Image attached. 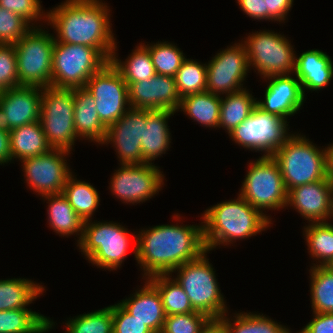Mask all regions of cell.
<instances>
[{
  "label": "cell",
  "instance_id": "f1b7e54d",
  "mask_svg": "<svg viewBox=\"0 0 333 333\" xmlns=\"http://www.w3.org/2000/svg\"><path fill=\"white\" fill-rule=\"evenodd\" d=\"M220 106L221 96L204 91L181 98L177 112L183 111L200 126L216 129L219 125Z\"/></svg>",
  "mask_w": 333,
  "mask_h": 333
},
{
  "label": "cell",
  "instance_id": "8992f818",
  "mask_svg": "<svg viewBox=\"0 0 333 333\" xmlns=\"http://www.w3.org/2000/svg\"><path fill=\"white\" fill-rule=\"evenodd\" d=\"M272 157L279 165L287 191L327 177L326 150L306 135L292 133Z\"/></svg>",
  "mask_w": 333,
  "mask_h": 333
},
{
  "label": "cell",
  "instance_id": "5b68a950",
  "mask_svg": "<svg viewBox=\"0 0 333 333\" xmlns=\"http://www.w3.org/2000/svg\"><path fill=\"white\" fill-rule=\"evenodd\" d=\"M206 253L210 252L204 251L197 259L180 265L170 275L173 272L177 274L173 278L183 288L195 311L212 320H219L229 309L218 285L216 271Z\"/></svg>",
  "mask_w": 333,
  "mask_h": 333
},
{
  "label": "cell",
  "instance_id": "681fc988",
  "mask_svg": "<svg viewBox=\"0 0 333 333\" xmlns=\"http://www.w3.org/2000/svg\"><path fill=\"white\" fill-rule=\"evenodd\" d=\"M11 163L10 133L0 129V165Z\"/></svg>",
  "mask_w": 333,
  "mask_h": 333
},
{
  "label": "cell",
  "instance_id": "9c48e42d",
  "mask_svg": "<svg viewBox=\"0 0 333 333\" xmlns=\"http://www.w3.org/2000/svg\"><path fill=\"white\" fill-rule=\"evenodd\" d=\"M108 62L96 48L55 41L52 59V87L83 88L88 79Z\"/></svg>",
  "mask_w": 333,
  "mask_h": 333
},
{
  "label": "cell",
  "instance_id": "f6af8a7d",
  "mask_svg": "<svg viewBox=\"0 0 333 333\" xmlns=\"http://www.w3.org/2000/svg\"><path fill=\"white\" fill-rule=\"evenodd\" d=\"M113 333H154L145 323L130 315L119 303L112 305Z\"/></svg>",
  "mask_w": 333,
  "mask_h": 333
},
{
  "label": "cell",
  "instance_id": "f546056e",
  "mask_svg": "<svg viewBox=\"0 0 333 333\" xmlns=\"http://www.w3.org/2000/svg\"><path fill=\"white\" fill-rule=\"evenodd\" d=\"M55 323L30 308L0 311V333H47Z\"/></svg>",
  "mask_w": 333,
  "mask_h": 333
},
{
  "label": "cell",
  "instance_id": "836d02e7",
  "mask_svg": "<svg viewBox=\"0 0 333 333\" xmlns=\"http://www.w3.org/2000/svg\"><path fill=\"white\" fill-rule=\"evenodd\" d=\"M229 314L219 319L228 333H292L288 327L258 312H236L228 317Z\"/></svg>",
  "mask_w": 333,
  "mask_h": 333
},
{
  "label": "cell",
  "instance_id": "7c38bea8",
  "mask_svg": "<svg viewBox=\"0 0 333 333\" xmlns=\"http://www.w3.org/2000/svg\"><path fill=\"white\" fill-rule=\"evenodd\" d=\"M287 120L278 115L264 112L257 105L249 117L238 125L229 137L237 145L262 156H272L292 135Z\"/></svg>",
  "mask_w": 333,
  "mask_h": 333
},
{
  "label": "cell",
  "instance_id": "8fae6325",
  "mask_svg": "<svg viewBox=\"0 0 333 333\" xmlns=\"http://www.w3.org/2000/svg\"><path fill=\"white\" fill-rule=\"evenodd\" d=\"M40 122L52 148L72 151L79 139L74 127L73 89L43 88Z\"/></svg>",
  "mask_w": 333,
  "mask_h": 333
},
{
  "label": "cell",
  "instance_id": "ab89813d",
  "mask_svg": "<svg viewBox=\"0 0 333 333\" xmlns=\"http://www.w3.org/2000/svg\"><path fill=\"white\" fill-rule=\"evenodd\" d=\"M150 52L156 74L175 77L178 69L186 59L183 51L174 43L163 41L144 44Z\"/></svg>",
  "mask_w": 333,
  "mask_h": 333
},
{
  "label": "cell",
  "instance_id": "74e56055",
  "mask_svg": "<svg viewBox=\"0 0 333 333\" xmlns=\"http://www.w3.org/2000/svg\"><path fill=\"white\" fill-rule=\"evenodd\" d=\"M175 83L180 98L207 91V63L186 58L175 75Z\"/></svg>",
  "mask_w": 333,
  "mask_h": 333
},
{
  "label": "cell",
  "instance_id": "ee69618b",
  "mask_svg": "<svg viewBox=\"0 0 333 333\" xmlns=\"http://www.w3.org/2000/svg\"><path fill=\"white\" fill-rule=\"evenodd\" d=\"M20 86L14 44H0V93Z\"/></svg>",
  "mask_w": 333,
  "mask_h": 333
},
{
  "label": "cell",
  "instance_id": "4dcf8cb0",
  "mask_svg": "<svg viewBox=\"0 0 333 333\" xmlns=\"http://www.w3.org/2000/svg\"><path fill=\"white\" fill-rule=\"evenodd\" d=\"M303 229L308 253L316 262L311 267L333 266V224L331 221L329 223L310 222L303 226Z\"/></svg>",
  "mask_w": 333,
  "mask_h": 333
},
{
  "label": "cell",
  "instance_id": "277c9868",
  "mask_svg": "<svg viewBox=\"0 0 333 333\" xmlns=\"http://www.w3.org/2000/svg\"><path fill=\"white\" fill-rule=\"evenodd\" d=\"M132 241L137 245V233L129 234L128 229L118 222L87 220L77 247L89 263L112 271L121 268Z\"/></svg>",
  "mask_w": 333,
  "mask_h": 333
},
{
  "label": "cell",
  "instance_id": "4316f807",
  "mask_svg": "<svg viewBox=\"0 0 333 333\" xmlns=\"http://www.w3.org/2000/svg\"><path fill=\"white\" fill-rule=\"evenodd\" d=\"M9 133L11 162L39 156L52 148L40 121L14 128Z\"/></svg>",
  "mask_w": 333,
  "mask_h": 333
},
{
  "label": "cell",
  "instance_id": "f35d334b",
  "mask_svg": "<svg viewBox=\"0 0 333 333\" xmlns=\"http://www.w3.org/2000/svg\"><path fill=\"white\" fill-rule=\"evenodd\" d=\"M66 333H113L112 305L69 318Z\"/></svg>",
  "mask_w": 333,
  "mask_h": 333
},
{
  "label": "cell",
  "instance_id": "e0dca14e",
  "mask_svg": "<svg viewBox=\"0 0 333 333\" xmlns=\"http://www.w3.org/2000/svg\"><path fill=\"white\" fill-rule=\"evenodd\" d=\"M150 109L130 108L119 120L107 128L102 145L113 144L119 164H142L141 138Z\"/></svg>",
  "mask_w": 333,
  "mask_h": 333
},
{
  "label": "cell",
  "instance_id": "52a82bcc",
  "mask_svg": "<svg viewBox=\"0 0 333 333\" xmlns=\"http://www.w3.org/2000/svg\"><path fill=\"white\" fill-rule=\"evenodd\" d=\"M42 27H32L14 44L20 85L52 87L55 35Z\"/></svg>",
  "mask_w": 333,
  "mask_h": 333
},
{
  "label": "cell",
  "instance_id": "ba28073f",
  "mask_svg": "<svg viewBox=\"0 0 333 333\" xmlns=\"http://www.w3.org/2000/svg\"><path fill=\"white\" fill-rule=\"evenodd\" d=\"M239 195L262 213L287 206L288 191L280 168L272 156L250 162Z\"/></svg>",
  "mask_w": 333,
  "mask_h": 333
},
{
  "label": "cell",
  "instance_id": "7bdbcfd3",
  "mask_svg": "<svg viewBox=\"0 0 333 333\" xmlns=\"http://www.w3.org/2000/svg\"><path fill=\"white\" fill-rule=\"evenodd\" d=\"M40 1L41 0H0V7L20 15L32 27H41L37 22L43 20V23H46L47 12L42 9V1Z\"/></svg>",
  "mask_w": 333,
  "mask_h": 333
},
{
  "label": "cell",
  "instance_id": "4fadbf2b",
  "mask_svg": "<svg viewBox=\"0 0 333 333\" xmlns=\"http://www.w3.org/2000/svg\"><path fill=\"white\" fill-rule=\"evenodd\" d=\"M85 88L94 98L98 116L107 128L131 108L128 85L110 61L88 79Z\"/></svg>",
  "mask_w": 333,
  "mask_h": 333
},
{
  "label": "cell",
  "instance_id": "c3c4849f",
  "mask_svg": "<svg viewBox=\"0 0 333 333\" xmlns=\"http://www.w3.org/2000/svg\"><path fill=\"white\" fill-rule=\"evenodd\" d=\"M241 11L252 19L269 21V13L265 10V0H237Z\"/></svg>",
  "mask_w": 333,
  "mask_h": 333
},
{
  "label": "cell",
  "instance_id": "1f68e13d",
  "mask_svg": "<svg viewBox=\"0 0 333 333\" xmlns=\"http://www.w3.org/2000/svg\"><path fill=\"white\" fill-rule=\"evenodd\" d=\"M135 48L125 61H121L117 58L116 44L110 58L111 64L118 70L128 86L134 82L150 79L156 74L149 50L142 42Z\"/></svg>",
  "mask_w": 333,
  "mask_h": 333
},
{
  "label": "cell",
  "instance_id": "7dc6e473",
  "mask_svg": "<svg viewBox=\"0 0 333 333\" xmlns=\"http://www.w3.org/2000/svg\"><path fill=\"white\" fill-rule=\"evenodd\" d=\"M294 0H265V10L269 13V21L284 23L293 7Z\"/></svg>",
  "mask_w": 333,
  "mask_h": 333
},
{
  "label": "cell",
  "instance_id": "d6986e66",
  "mask_svg": "<svg viewBox=\"0 0 333 333\" xmlns=\"http://www.w3.org/2000/svg\"><path fill=\"white\" fill-rule=\"evenodd\" d=\"M263 79L269 82L265 88L264 99L256 100V105L264 112L278 115L285 120L288 116L297 114L306 97L295 74L273 75Z\"/></svg>",
  "mask_w": 333,
  "mask_h": 333
},
{
  "label": "cell",
  "instance_id": "6da1fadb",
  "mask_svg": "<svg viewBox=\"0 0 333 333\" xmlns=\"http://www.w3.org/2000/svg\"><path fill=\"white\" fill-rule=\"evenodd\" d=\"M140 230L133 254L142 269V279L157 274H170L206 251L202 223L163 224Z\"/></svg>",
  "mask_w": 333,
  "mask_h": 333
},
{
  "label": "cell",
  "instance_id": "e575fe53",
  "mask_svg": "<svg viewBox=\"0 0 333 333\" xmlns=\"http://www.w3.org/2000/svg\"><path fill=\"white\" fill-rule=\"evenodd\" d=\"M73 174L68 177L63 194L83 221L93 220L92 217L100 205L99 193L91 183L80 181Z\"/></svg>",
  "mask_w": 333,
  "mask_h": 333
},
{
  "label": "cell",
  "instance_id": "5bb4252c",
  "mask_svg": "<svg viewBox=\"0 0 333 333\" xmlns=\"http://www.w3.org/2000/svg\"><path fill=\"white\" fill-rule=\"evenodd\" d=\"M119 166L110 177L109 189L123 203H143L161 191L165 178L163 171L154 163Z\"/></svg>",
  "mask_w": 333,
  "mask_h": 333
},
{
  "label": "cell",
  "instance_id": "f5cc1de1",
  "mask_svg": "<svg viewBox=\"0 0 333 333\" xmlns=\"http://www.w3.org/2000/svg\"><path fill=\"white\" fill-rule=\"evenodd\" d=\"M0 129L8 132L7 116L5 115V113L1 108H0Z\"/></svg>",
  "mask_w": 333,
  "mask_h": 333
},
{
  "label": "cell",
  "instance_id": "7a4b0ae2",
  "mask_svg": "<svg viewBox=\"0 0 333 333\" xmlns=\"http://www.w3.org/2000/svg\"><path fill=\"white\" fill-rule=\"evenodd\" d=\"M109 7L102 0H66L47 12L46 24L56 32V42L96 48L110 61L117 39Z\"/></svg>",
  "mask_w": 333,
  "mask_h": 333
},
{
  "label": "cell",
  "instance_id": "3957f363",
  "mask_svg": "<svg viewBox=\"0 0 333 333\" xmlns=\"http://www.w3.org/2000/svg\"><path fill=\"white\" fill-rule=\"evenodd\" d=\"M201 215L203 240L208 251L229 244L233 246L236 240L255 236L268 229L273 219L239 194L236 199L207 208Z\"/></svg>",
  "mask_w": 333,
  "mask_h": 333
},
{
  "label": "cell",
  "instance_id": "2e32d148",
  "mask_svg": "<svg viewBox=\"0 0 333 333\" xmlns=\"http://www.w3.org/2000/svg\"><path fill=\"white\" fill-rule=\"evenodd\" d=\"M232 45L217 52L207 63V91L210 93L223 96L245 87L244 80L251 70L247 50L240 40Z\"/></svg>",
  "mask_w": 333,
  "mask_h": 333
},
{
  "label": "cell",
  "instance_id": "cb8c5ba5",
  "mask_svg": "<svg viewBox=\"0 0 333 333\" xmlns=\"http://www.w3.org/2000/svg\"><path fill=\"white\" fill-rule=\"evenodd\" d=\"M74 127L80 140L99 145L105 141L107 127L101 122L94 98L85 87L73 89Z\"/></svg>",
  "mask_w": 333,
  "mask_h": 333
},
{
  "label": "cell",
  "instance_id": "484cf974",
  "mask_svg": "<svg viewBox=\"0 0 333 333\" xmlns=\"http://www.w3.org/2000/svg\"><path fill=\"white\" fill-rule=\"evenodd\" d=\"M41 197L49 204L47 205V217L50 228L59 236L78 235V243L82 237L84 221L69 204L64 194L44 195Z\"/></svg>",
  "mask_w": 333,
  "mask_h": 333
},
{
  "label": "cell",
  "instance_id": "60d3db41",
  "mask_svg": "<svg viewBox=\"0 0 333 333\" xmlns=\"http://www.w3.org/2000/svg\"><path fill=\"white\" fill-rule=\"evenodd\" d=\"M212 321L200 312L166 316L161 333H202Z\"/></svg>",
  "mask_w": 333,
  "mask_h": 333
},
{
  "label": "cell",
  "instance_id": "ffe728a7",
  "mask_svg": "<svg viewBox=\"0 0 333 333\" xmlns=\"http://www.w3.org/2000/svg\"><path fill=\"white\" fill-rule=\"evenodd\" d=\"M332 182L327 179L303 184L288 191L287 206L310 222H328Z\"/></svg>",
  "mask_w": 333,
  "mask_h": 333
},
{
  "label": "cell",
  "instance_id": "d6a6232c",
  "mask_svg": "<svg viewBox=\"0 0 333 333\" xmlns=\"http://www.w3.org/2000/svg\"><path fill=\"white\" fill-rule=\"evenodd\" d=\"M256 98L246 87L240 91L221 97L218 128H224L227 134L245 121L256 106Z\"/></svg>",
  "mask_w": 333,
  "mask_h": 333
},
{
  "label": "cell",
  "instance_id": "8d00e7d4",
  "mask_svg": "<svg viewBox=\"0 0 333 333\" xmlns=\"http://www.w3.org/2000/svg\"><path fill=\"white\" fill-rule=\"evenodd\" d=\"M309 273L313 313H333V266L311 267Z\"/></svg>",
  "mask_w": 333,
  "mask_h": 333
},
{
  "label": "cell",
  "instance_id": "9a60e30c",
  "mask_svg": "<svg viewBox=\"0 0 333 333\" xmlns=\"http://www.w3.org/2000/svg\"><path fill=\"white\" fill-rule=\"evenodd\" d=\"M70 154L68 150L51 148L39 156L21 160L27 186L39 196L63 193L66 181L73 173L66 160Z\"/></svg>",
  "mask_w": 333,
  "mask_h": 333
},
{
  "label": "cell",
  "instance_id": "d590c367",
  "mask_svg": "<svg viewBox=\"0 0 333 333\" xmlns=\"http://www.w3.org/2000/svg\"><path fill=\"white\" fill-rule=\"evenodd\" d=\"M147 279L158 289L166 316L195 312L185 291L172 275L157 274Z\"/></svg>",
  "mask_w": 333,
  "mask_h": 333
},
{
  "label": "cell",
  "instance_id": "603a6c76",
  "mask_svg": "<svg viewBox=\"0 0 333 333\" xmlns=\"http://www.w3.org/2000/svg\"><path fill=\"white\" fill-rule=\"evenodd\" d=\"M295 76L301 82L303 94L307 91H320L333 78V61L322 50L312 49L296 57Z\"/></svg>",
  "mask_w": 333,
  "mask_h": 333
},
{
  "label": "cell",
  "instance_id": "30bf717a",
  "mask_svg": "<svg viewBox=\"0 0 333 333\" xmlns=\"http://www.w3.org/2000/svg\"><path fill=\"white\" fill-rule=\"evenodd\" d=\"M249 34L242 42L247 50L250 68H255L262 79L295 73L297 55L286 36L272 30Z\"/></svg>",
  "mask_w": 333,
  "mask_h": 333
},
{
  "label": "cell",
  "instance_id": "b9f144b4",
  "mask_svg": "<svg viewBox=\"0 0 333 333\" xmlns=\"http://www.w3.org/2000/svg\"><path fill=\"white\" fill-rule=\"evenodd\" d=\"M31 28L20 15L0 7V44L17 43Z\"/></svg>",
  "mask_w": 333,
  "mask_h": 333
},
{
  "label": "cell",
  "instance_id": "83f0119b",
  "mask_svg": "<svg viewBox=\"0 0 333 333\" xmlns=\"http://www.w3.org/2000/svg\"><path fill=\"white\" fill-rule=\"evenodd\" d=\"M41 284L27 278L0 279V311L28 309L43 295L45 287Z\"/></svg>",
  "mask_w": 333,
  "mask_h": 333
},
{
  "label": "cell",
  "instance_id": "7402d4cb",
  "mask_svg": "<svg viewBox=\"0 0 333 333\" xmlns=\"http://www.w3.org/2000/svg\"><path fill=\"white\" fill-rule=\"evenodd\" d=\"M143 288L135 290L118 303L134 318L145 323L154 333H161L166 313L158 289L145 278Z\"/></svg>",
  "mask_w": 333,
  "mask_h": 333
},
{
  "label": "cell",
  "instance_id": "d4e9b609",
  "mask_svg": "<svg viewBox=\"0 0 333 333\" xmlns=\"http://www.w3.org/2000/svg\"><path fill=\"white\" fill-rule=\"evenodd\" d=\"M176 113L170 110H151L147 114L146 127L141 138L142 163L155 161L165 154L171 143L168 119Z\"/></svg>",
  "mask_w": 333,
  "mask_h": 333
},
{
  "label": "cell",
  "instance_id": "db71d44e",
  "mask_svg": "<svg viewBox=\"0 0 333 333\" xmlns=\"http://www.w3.org/2000/svg\"><path fill=\"white\" fill-rule=\"evenodd\" d=\"M329 219H333V184H332V189H331V199H330V215Z\"/></svg>",
  "mask_w": 333,
  "mask_h": 333
},
{
  "label": "cell",
  "instance_id": "44dd1931",
  "mask_svg": "<svg viewBox=\"0 0 333 333\" xmlns=\"http://www.w3.org/2000/svg\"><path fill=\"white\" fill-rule=\"evenodd\" d=\"M43 88L20 85L0 93V108L8 120L10 130L40 121Z\"/></svg>",
  "mask_w": 333,
  "mask_h": 333
},
{
  "label": "cell",
  "instance_id": "816d5d0a",
  "mask_svg": "<svg viewBox=\"0 0 333 333\" xmlns=\"http://www.w3.org/2000/svg\"><path fill=\"white\" fill-rule=\"evenodd\" d=\"M202 333H228L219 320H212Z\"/></svg>",
  "mask_w": 333,
  "mask_h": 333
},
{
  "label": "cell",
  "instance_id": "bcb514c9",
  "mask_svg": "<svg viewBox=\"0 0 333 333\" xmlns=\"http://www.w3.org/2000/svg\"><path fill=\"white\" fill-rule=\"evenodd\" d=\"M313 314V319L297 333H333V313Z\"/></svg>",
  "mask_w": 333,
  "mask_h": 333
},
{
  "label": "cell",
  "instance_id": "ac0fdd59",
  "mask_svg": "<svg viewBox=\"0 0 333 333\" xmlns=\"http://www.w3.org/2000/svg\"><path fill=\"white\" fill-rule=\"evenodd\" d=\"M131 108L170 110L177 112L180 96L175 77L155 74L150 79L131 83L128 86Z\"/></svg>",
  "mask_w": 333,
  "mask_h": 333
},
{
  "label": "cell",
  "instance_id": "f907efd6",
  "mask_svg": "<svg viewBox=\"0 0 333 333\" xmlns=\"http://www.w3.org/2000/svg\"><path fill=\"white\" fill-rule=\"evenodd\" d=\"M326 150V175L327 179L333 183V143L325 147Z\"/></svg>",
  "mask_w": 333,
  "mask_h": 333
}]
</instances>
